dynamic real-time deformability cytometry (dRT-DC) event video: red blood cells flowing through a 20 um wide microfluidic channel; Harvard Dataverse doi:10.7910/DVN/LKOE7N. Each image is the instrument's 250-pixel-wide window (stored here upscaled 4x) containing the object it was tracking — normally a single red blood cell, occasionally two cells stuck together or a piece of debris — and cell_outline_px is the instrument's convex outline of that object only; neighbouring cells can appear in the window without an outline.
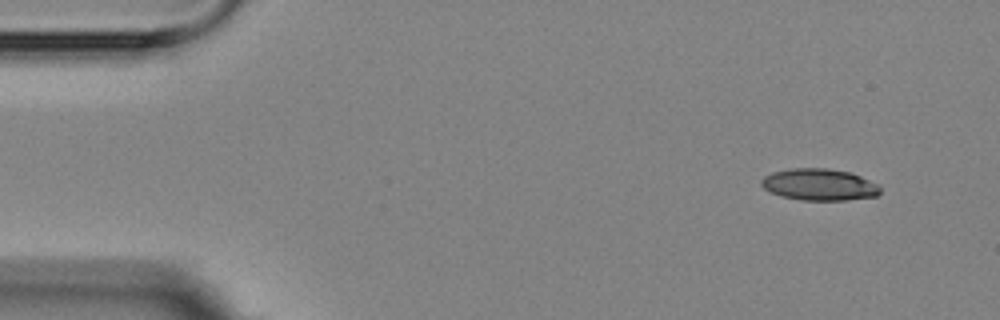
{"species": "Egyptian fruit bat (a non-hibernating species)", "species_latin": "Rousettus aegyptiacus", "temperature_condition": "room temperature", "stored_images_in_passage": 4, "camera_frame_rate_fps": 3000, "um_per_image_px": 0.085, "animal": {"sex": "female"}, "frame": {"image": 1, "passage_image": 1, "time_ms": 0.0, "image_size_px": [1000, 320], "cell_outline_px": [[880, 192], [876, 196], [844, 200], [804, 200], [780, 196], [764, 188], [760, 184], [760, 180], [764, 176], [772, 172], [792, 168], [828, 168], [848, 172], [860, 176], [876, 184], [880, 188]], "centroid_in_image_um": [69.6, 15.68], "position_along_channel_um": 15.4, "area_um2": 21.79}}